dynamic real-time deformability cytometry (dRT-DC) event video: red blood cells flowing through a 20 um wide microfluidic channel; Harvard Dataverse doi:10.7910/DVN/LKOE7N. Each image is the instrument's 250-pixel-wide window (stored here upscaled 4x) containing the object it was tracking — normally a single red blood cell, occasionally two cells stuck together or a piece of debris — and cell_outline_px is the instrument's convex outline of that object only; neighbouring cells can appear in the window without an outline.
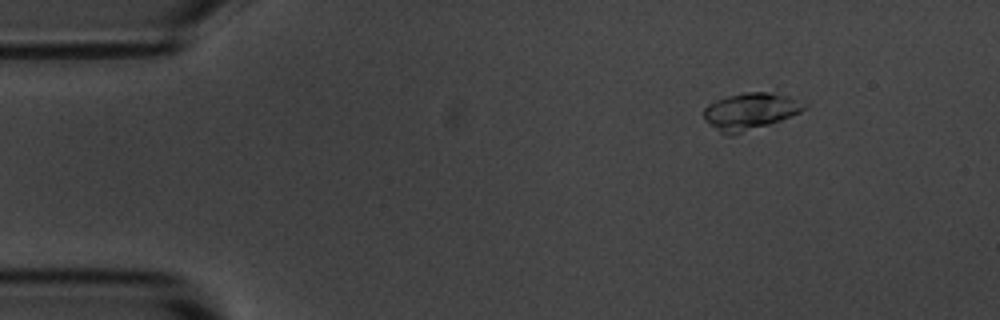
{"species": "common noctule bat (a hibernating species)", "species_latin": "Nyctalus noctula", "temperature_condition": "room temperature", "stored_images_in_passage": 5, "camera_frame_rate_fps": 3000, "um_per_image_px": 0.085, "animal": {"sex": "male", "body_mass_g": 20.1, "forearm_length_mm": 53.5}, "frame": {"image": 1, "passage_image": 1, "time_ms": 0.0, "image_size_px": [1000, 320], "cell_outline_px": [[808, 104], [800, 112], [780, 120], [732, 136], [724, 136], [704, 120], [704, 108], [708, 104], [716, 100], [728, 96], [744, 92], [768, 92], [788, 96], [804, 100]], "centroid_in_image_um": [63.75, 9.46], "position_along_channel_um": 21.2, "area_um2": 21.62}}
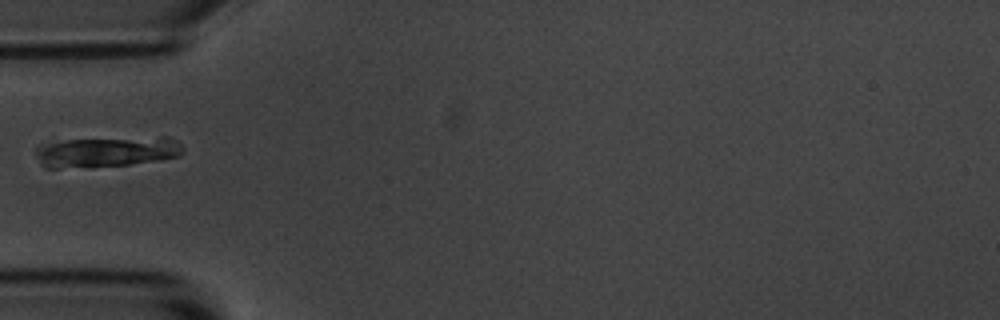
{"frame": {"image": 2, "passage_image": 4, "time_ms": 3.667, "image_size_px": [1000, 320], "cell_outline_px": [[184, 152], [180, 156], [160, 160], [128, 164], [60, 168], [44, 168], [40, 164], [36, 156], [36, 144], [68, 140], [160, 136], [168, 136], [176, 140], [184, 148]], "centroid_in_image_um": [9.08, 12.89], "position_along_channel_um": 75.9, "area_um2": 26.41}}